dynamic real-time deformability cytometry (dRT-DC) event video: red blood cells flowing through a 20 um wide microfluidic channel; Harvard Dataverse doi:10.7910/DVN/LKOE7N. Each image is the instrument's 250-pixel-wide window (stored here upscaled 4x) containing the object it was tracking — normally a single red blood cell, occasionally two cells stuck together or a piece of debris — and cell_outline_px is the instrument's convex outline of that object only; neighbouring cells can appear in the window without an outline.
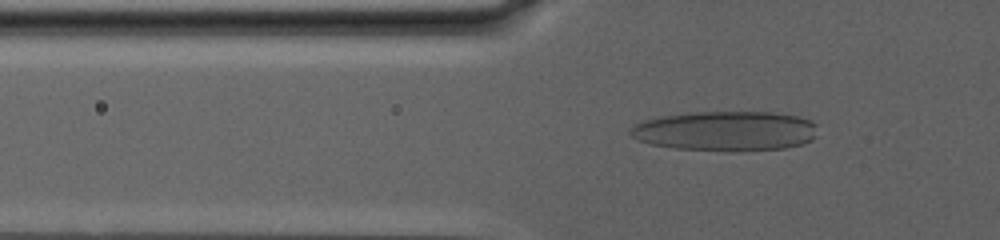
{"species": "human", "species_latin": "Homo sapiens", "temperature_condition": "warm", "stored_images_in_passage": 74, "camera_frame_rate_fps": 3000, "um_per_image_px": 0.085, "donor": {"sex": "male"}, "frame": {"image": 1, "passage_image": 20, "time_ms": 6.333, "image_size_px": [1000, 240], "cell_outline_px": [[816, 136], [812, 140], [800, 144], [784, 148], [676, 148], [652, 144], [640, 140], [632, 136], [628, 132], [636, 124], [644, 120], [660, 116], [688, 112], [772, 112], [796, 116], [808, 120], [816, 124]], "centroid_in_image_um": [61.66, 11.08], "position_along_channel_um": 64.1, "area_um2": 41.96}}
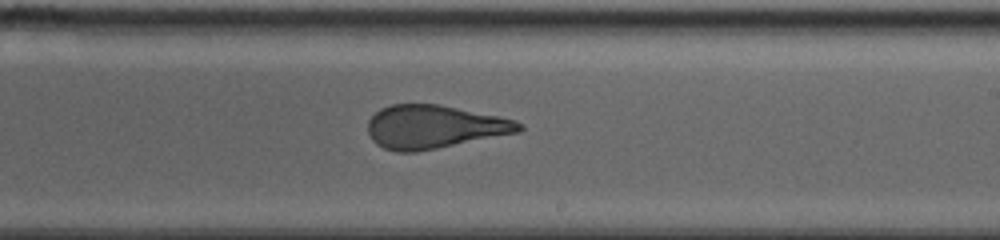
{"frame": {"image": 2, "passage_image": 44, "time_ms": 14.333, "image_size_px": [1000, 240], "cell_outline_px": [[524, 128], [520, 132], [416, 152], [396, 152], [384, 148], [376, 144], [372, 140], [368, 132], [368, 120], [380, 108], [392, 104], [436, 104], [516, 120], [524, 124]], "centroid_in_image_um": [36.88, 10.79], "position_along_channel_um": 252.1, "area_um2": 37.97}}
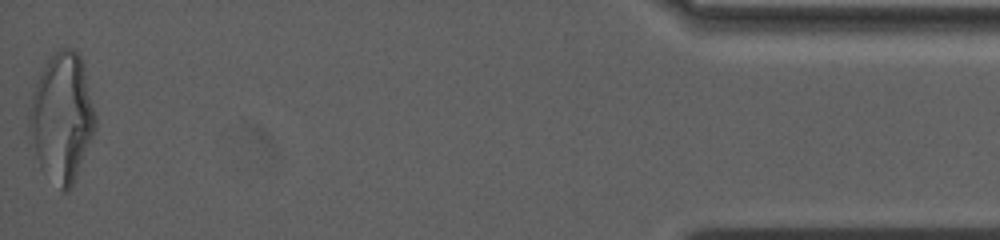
{"frame": {"image": 3, "passage_image": 74, "time_ms": 24.333, "image_size_px": [1000, 240], "cell_outline_px": [[96, 124], [72, 188], [68, 192], [64, 192], [40, 168], [28, 148], [28, 108], [32, 92], [52, 52], [60, 48], [72, 48], [80, 56], [96, 116]], "centroid_in_image_um": [5.19, 10.03], "position_along_channel_um": 430.0, "area_um2": 49.71}, "authors_computed_cell_mechanics": {"area_um2": 41.4715, "velocity_mm_per_s": 2.5039, "shape_relaxation_time_tau1_ms": null, "shape_relaxation_time_tau2_ms": 1.8547, "deformation_change_tau1": null, "deformation_change_tau2": 0.1076}}